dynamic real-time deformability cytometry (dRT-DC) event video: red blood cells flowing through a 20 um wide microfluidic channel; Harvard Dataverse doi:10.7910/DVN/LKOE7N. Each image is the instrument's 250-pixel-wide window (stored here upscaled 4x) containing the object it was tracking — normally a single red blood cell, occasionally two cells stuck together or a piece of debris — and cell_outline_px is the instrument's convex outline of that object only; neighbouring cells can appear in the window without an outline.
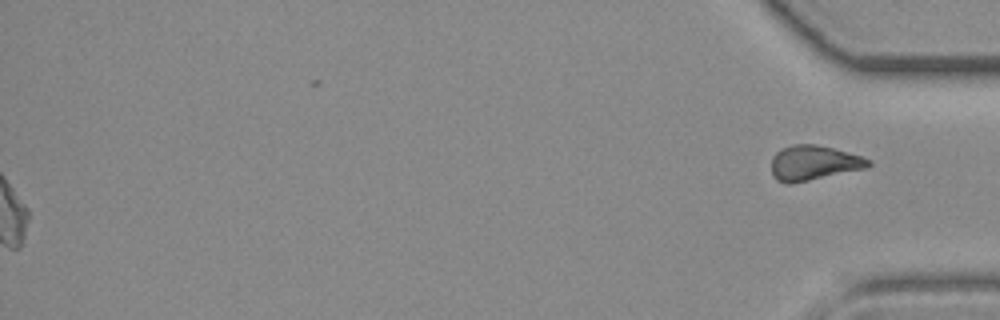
{"species": "common noctule bat (a hibernating species)", "species_latin": "Nyctalus noctula", "temperature_condition": "room temperature", "stored_images_in_passage": 32, "segment_of_instrument_passage": [2, 2], "camera_frame_rate_fps": 3000, "um_per_image_px": 0.085, "animal": {"sex": "female", "body_mass_g": 19.3, "forearm_length_mm": 54.1}, "frame": {"image": 1, "passage_image": 32, "time_ms": 10.333, "image_size_px": [1000, 320], "cell_outline_px": [[872, 164], [868, 168], [792, 184], [784, 184], [776, 180], [772, 176], [772, 156], [780, 148], [792, 144], [812, 144], [832, 148], [860, 156], [872, 160]], "centroid_in_image_um": [69.14, 13.86], "position_along_channel_um": 366.1, "area_um2": 19.94}}